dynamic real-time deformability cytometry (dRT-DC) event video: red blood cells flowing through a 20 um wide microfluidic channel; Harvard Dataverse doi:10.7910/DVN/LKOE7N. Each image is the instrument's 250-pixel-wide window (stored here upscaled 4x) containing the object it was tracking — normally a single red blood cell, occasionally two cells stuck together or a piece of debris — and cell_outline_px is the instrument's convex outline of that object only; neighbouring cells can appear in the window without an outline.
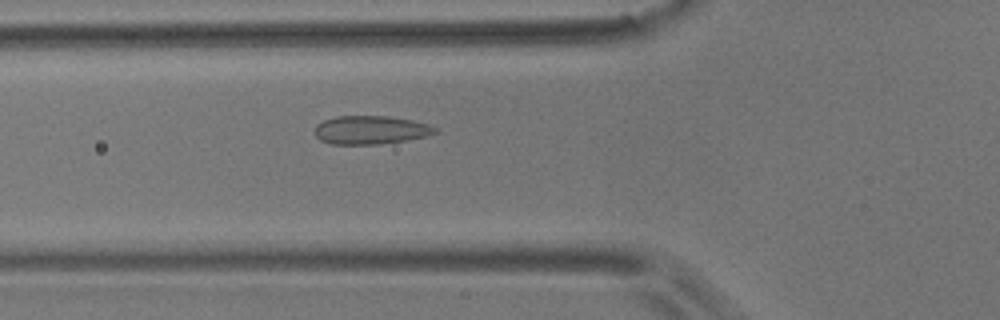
{"species": "common noctule bat (a hibernating species)", "species_latin": "Nyctalus noctula", "temperature_condition": "room temperature", "stored_images_in_passage": 42, "camera_frame_rate_fps": 3000, "um_per_image_px": 0.085, "animal": {"sex": "male", "body_mass_g": 17.9}, "frame": {"image": 1, "passage_image": 6, "time_ms": 1.667, "image_size_px": [1000, 320], "cell_outline_px": [[436, 132], [428, 136], [408, 140], [380, 144], [332, 144], [320, 140], [316, 136], [316, 124], [324, 120], [336, 116], [388, 116], [412, 120], [428, 124], [436, 128]], "centroid_in_image_um": [31.51, 11.05], "position_along_channel_um": 94.3, "area_um2": 19.94}}
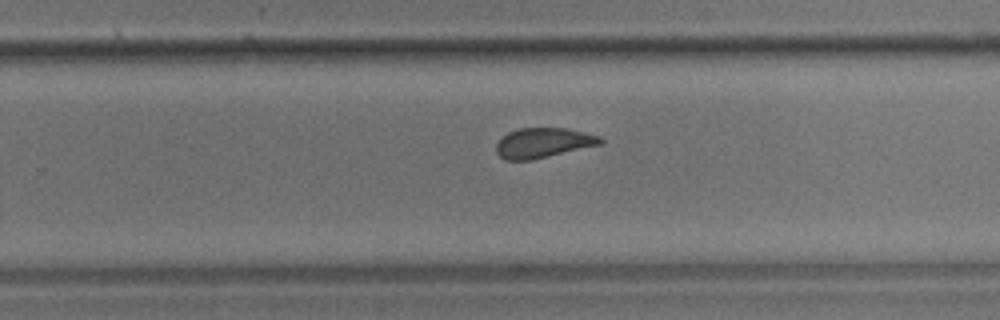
{"frame": {"image": 2, "passage_image": 22, "time_ms": 7.0, "image_size_px": [1000, 320], "cell_outline_px": [[604, 144], [532, 160], [504, 160], [496, 152], [496, 144], [508, 132], [520, 128], [568, 128], [600, 136], [604, 140]], "centroid_in_image_um": [46.22, 12.15], "position_along_channel_um": 283.6, "area_um2": 18.32}}
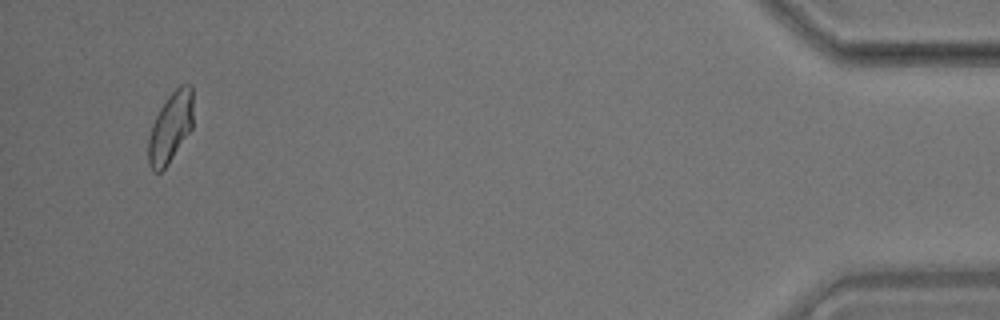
{"frame": {"image": 3, "passage_image": 40, "time_ms": 13.0, "image_size_px": [1000, 320], "cell_outline_px": [[192, 128], [168, 164], [160, 172], [152, 172], [148, 164], [148, 140], [152, 124], [160, 108], [168, 96], [180, 84], [192, 84]], "centroid_in_image_um": [14.48, 10.84], "position_along_channel_um": 420.7, "area_um2": 18.32}, "authors_computed_cell_mechanics": {"area_um2": 18.8717, "velocity_mm_per_s": 3.5478, "shape_relaxation_time_tau1_ms": null, "shape_relaxation_time_tau2_ms": 1.0764, "deformation_change_tau1": null, "deformation_change_tau2": 0.0549}}